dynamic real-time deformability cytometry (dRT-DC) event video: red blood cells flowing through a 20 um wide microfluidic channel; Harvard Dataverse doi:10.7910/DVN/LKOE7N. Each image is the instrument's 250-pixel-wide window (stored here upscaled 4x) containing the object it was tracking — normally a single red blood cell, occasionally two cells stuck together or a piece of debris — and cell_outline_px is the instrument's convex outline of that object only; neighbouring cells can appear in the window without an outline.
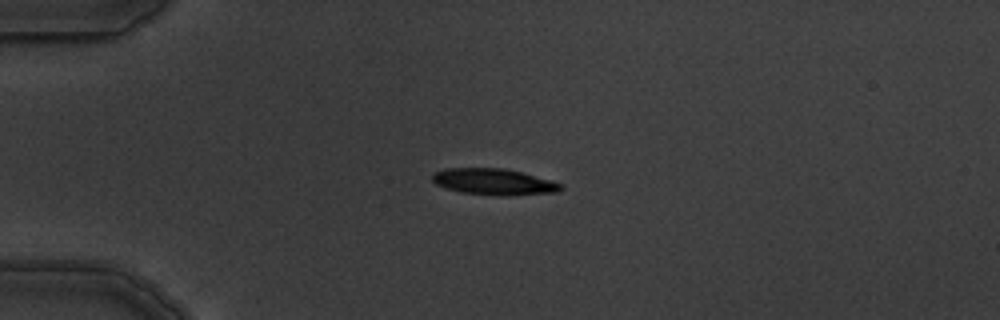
{"species": "common noctule bat (a hibernating species)", "species_latin": "Nyctalus noctula", "temperature_condition": "warm", "stored_images_in_passage": 7, "camera_frame_rate_fps": 3000, "um_per_image_px": 0.085, "animal": {"sex": "male", "body_mass_g": 19.5, "forearm_length_mm": 54.6}, "frame": {"image": 1, "passage_image": 1, "time_ms": 0.0, "image_size_px": [1000, 320], "cell_outline_px": [[564, 188], [556, 192], [508, 196], [500, 196], [460, 192], [444, 188], [436, 184], [432, 180], [432, 172], [444, 168], [504, 168], [552, 180], [564, 184]], "centroid_in_image_um": [41.96, 15.45], "position_along_channel_um": 43.0, "area_um2": 19.94}}
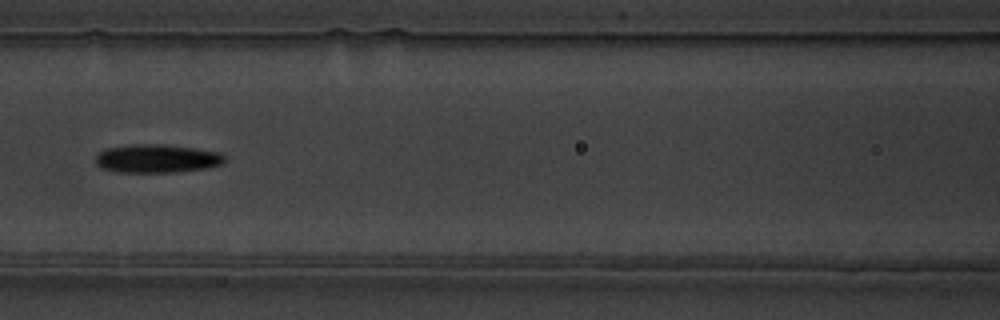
{"frame": {"image": 2, "passage_image": 4, "time_ms": 3.667, "image_size_px": [1000, 320], "cell_outline_px": [[228, 160], [224, 164], [208, 168], [172, 172], [120, 172], [100, 168], [96, 164], [96, 156], [104, 148], [132, 144], [164, 144], [220, 152]], "centroid_in_image_um": [13.35, 13.47], "position_along_channel_um": 153.2, "area_um2": 21.56}}
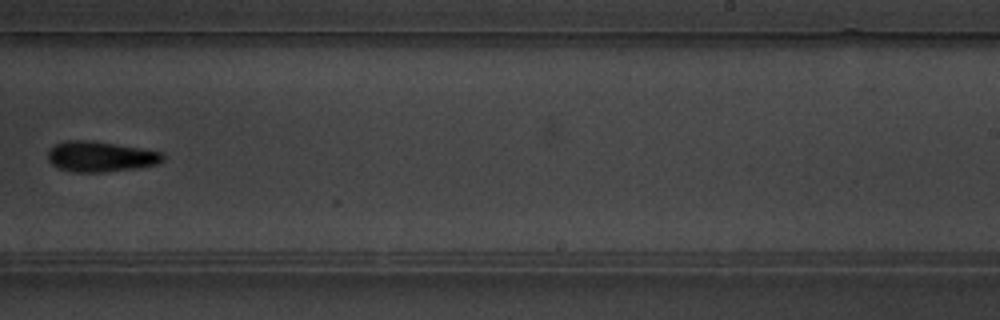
{"frame": {"image": 3, "passage_image": 7, "time_ms": 7.0, "image_size_px": [1000, 320], "cell_outline_px": [[164, 160], [156, 164], [136, 168], [100, 172], [76, 172], [60, 168], [52, 164], [48, 160], [48, 148], [64, 140], [88, 140], [116, 144], [164, 152]], "centroid_in_image_um": [8.53, 13.29], "position_along_channel_um": 280.5, "area_um2": 20.35}}